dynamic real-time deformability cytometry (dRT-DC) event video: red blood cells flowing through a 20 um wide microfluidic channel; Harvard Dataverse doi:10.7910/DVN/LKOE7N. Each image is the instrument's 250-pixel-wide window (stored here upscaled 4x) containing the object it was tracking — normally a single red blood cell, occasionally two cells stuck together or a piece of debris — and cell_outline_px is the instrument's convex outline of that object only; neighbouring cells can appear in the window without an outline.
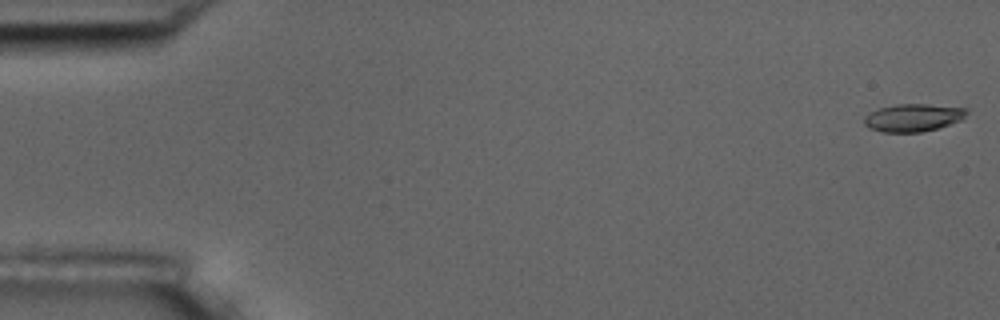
{"species": "common noctule bat (a hibernating species)", "species_latin": "Nyctalus noctula", "temperature_condition": "room temperature", "stored_images_in_passage": 7, "camera_frame_rate_fps": 3000, "um_per_image_px": 0.085, "animal": {"sex": "male", "body_mass_g": 17.5, "forearm_length_mm": 52.3}, "frame": {"image": 1, "passage_image": 1, "time_ms": 0.0, "image_size_px": [1000, 320], "cell_outline_px": [[968, 112], [960, 120], [936, 128], [920, 132], [884, 132], [868, 128], [864, 124], [864, 116], [868, 112], [880, 108], [896, 104], [928, 104], [968, 108]], "centroid_in_image_um": [77.57, 9.99], "position_along_channel_um": 7.4, "area_um2": 16.47}}
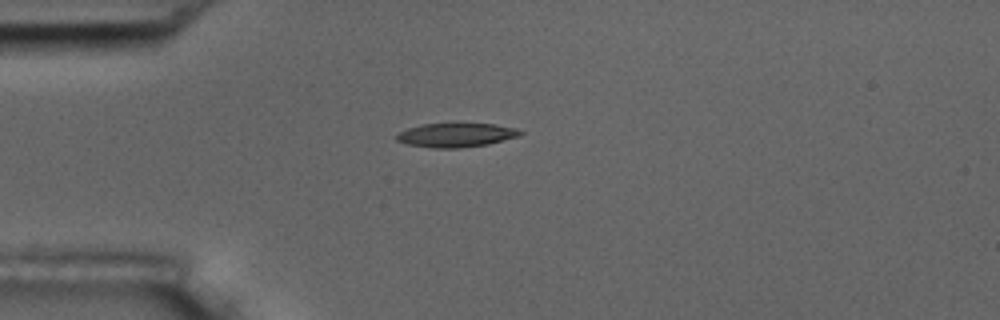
{"frame": {"image": 2, "passage_image": 5, "time_ms": 1.333, "image_size_px": [1000, 320], "cell_outline_px": [[524, 132], [516, 136], [488, 144], [460, 148], [432, 148], [408, 144], [396, 140], [396, 136], [400, 132], [408, 128], [424, 124], [452, 120], [456, 120], [492, 124], [516, 128]], "centroid_in_image_um": [38.75, 11.42], "position_along_channel_um": 46.3, "area_um2": 17.98}}
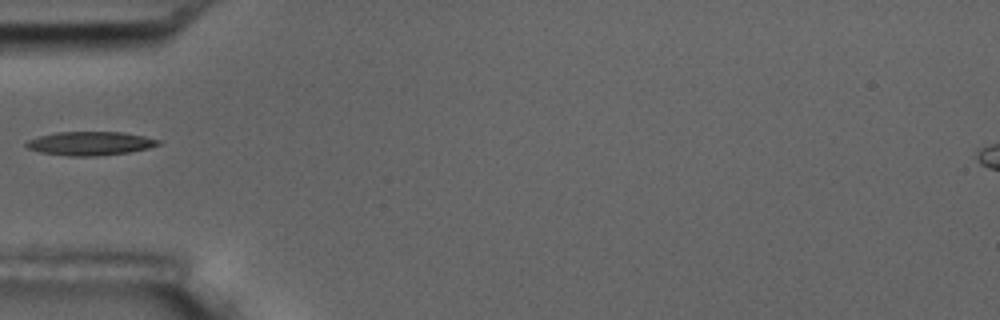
{"frame": {"image": 3, "passage_image": 6, "time_ms": 1.667, "image_size_px": [1000, 320], "cell_outline_px": [[160, 144], [148, 148], [128, 152], [96, 156], [68, 156], [40, 152], [28, 148], [24, 144], [28, 140], [40, 136], [56, 132], [124, 132], [144, 136], [160, 140]], "centroid_in_image_um": [7.66, 12.19], "position_along_channel_um": 77.3, "area_um2": 18.15}}